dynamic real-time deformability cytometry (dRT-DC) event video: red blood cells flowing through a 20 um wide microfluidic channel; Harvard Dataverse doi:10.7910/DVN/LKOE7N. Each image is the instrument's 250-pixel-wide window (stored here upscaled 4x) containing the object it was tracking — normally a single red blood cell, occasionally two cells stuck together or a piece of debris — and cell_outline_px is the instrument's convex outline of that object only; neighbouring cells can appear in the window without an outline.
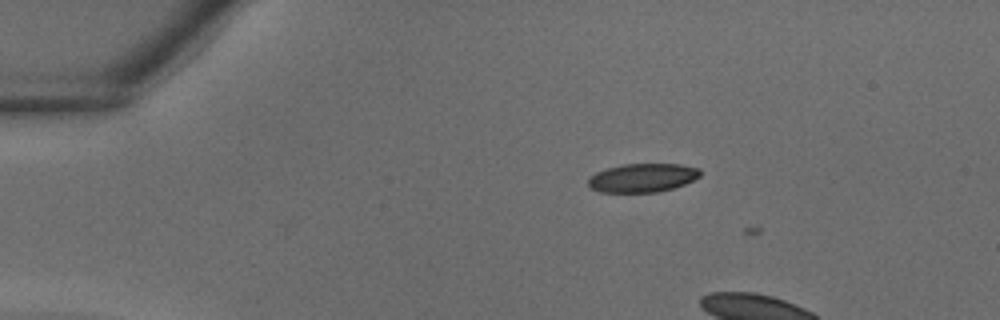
{"species": "common noctule bat (a hibernating species)", "species_latin": "Nyctalus noctula", "temperature_condition": "warm", "stored_images_in_passage": 4, "camera_frame_rate_fps": 3000, "um_per_image_px": 0.085, "animal": {"sex": "male", "body_mass_g": 18.8}, "frame": {"image": 1, "passage_image": 3, "time_ms": 0.667, "image_size_px": [1000, 320], "cell_outline_px": [[700, 176], [684, 184], [672, 188], [656, 192], [600, 192], [592, 188], [588, 184], [588, 180], [596, 172], [608, 168], [624, 164], [680, 164], [700, 168]], "centroid_in_image_um": [54.63, 15.11], "position_along_channel_um": 30.4, "area_um2": 18.5}}